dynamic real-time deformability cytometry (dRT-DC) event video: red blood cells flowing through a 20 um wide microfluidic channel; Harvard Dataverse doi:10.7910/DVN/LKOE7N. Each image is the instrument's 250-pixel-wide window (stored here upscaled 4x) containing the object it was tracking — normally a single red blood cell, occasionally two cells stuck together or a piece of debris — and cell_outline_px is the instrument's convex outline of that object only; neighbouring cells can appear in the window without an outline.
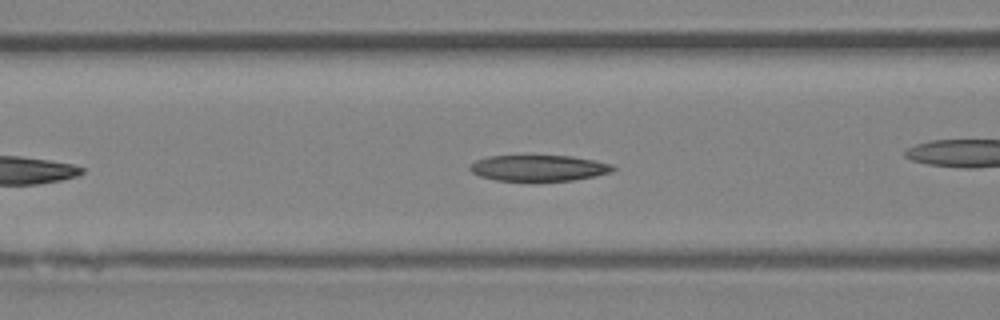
{"species": "Egyptian fruit bat (a non-hibernating species)", "species_latin": "Rousettus aegyptiacus", "temperature_condition": "room temperature", "stored_images_in_passage": 30, "camera_frame_rate_fps": 3000, "um_per_image_px": 0.085, "animal": {"sex": "female"}, "frame": {"image": 1, "passage_image": 9, "time_ms": 2.667, "image_size_px": [1000, 320], "cell_outline_px": [[616, 168], [612, 172], [596, 176], [572, 180], [532, 184], [496, 180], [480, 176], [472, 172], [468, 168], [476, 160], [488, 156], [572, 156], [596, 160], [612, 164]], "centroid_in_image_um": [45.81, 14.33], "position_along_channel_um": 120.8, "area_um2": 22.6}}